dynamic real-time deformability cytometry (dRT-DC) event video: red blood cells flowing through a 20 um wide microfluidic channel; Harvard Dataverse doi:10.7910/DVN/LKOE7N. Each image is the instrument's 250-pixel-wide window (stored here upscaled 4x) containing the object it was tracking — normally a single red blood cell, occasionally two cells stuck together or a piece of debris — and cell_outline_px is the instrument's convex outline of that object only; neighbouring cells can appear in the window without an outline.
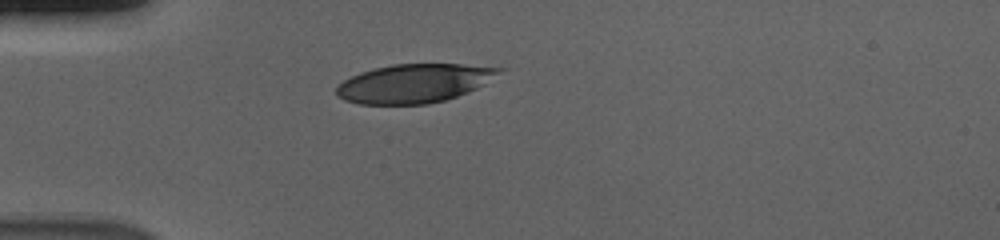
{"species": "human", "species_latin": "Homo sapiens", "temperature_condition": "cold", "stored_images_in_passage": 36, "camera_frame_rate_fps": 3000, "um_per_image_px": 0.085, "donor": {"sex": "male"}, "frame": {"image": 1, "passage_image": 1, "time_ms": 0.0, "image_size_px": [1000, 240], "cell_outline_px": [[508, 68], [476, 88], [468, 92], [444, 100], [428, 104], [360, 104], [344, 100], [336, 96], [336, 88], [344, 80], [360, 72], [392, 64], [460, 64]], "centroid_in_image_um": [35.2, 7.08], "position_along_channel_um": 49.8, "area_um2": 36.53}}
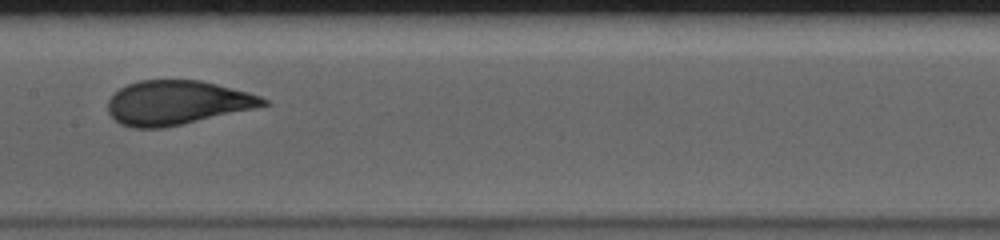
{"frame": {"image": 2, "passage_image": 14, "time_ms": 4.333, "image_size_px": [1000, 240], "cell_outline_px": [[272, 104], [256, 108], [164, 128], [132, 128], [120, 124], [108, 112], [108, 100], [120, 88], [128, 84], [140, 80], [200, 80], [248, 92], [260, 96], [268, 100]], "centroid_in_image_um": [15.06, 8.73], "position_along_channel_um": 192.3, "area_um2": 39.94}}
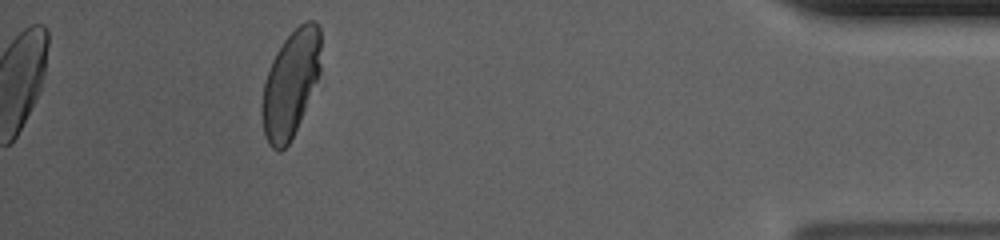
{"frame": {"image": 3, "passage_image": 36, "time_ms": 11.667, "image_size_px": [1000, 240], "cell_outline_px": [[320, 72], [300, 120], [288, 144], [280, 152], [272, 148], [268, 144], [264, 132], [260, 108], [264, 80], [272, 60], [276, 52], [284, 40], [300, 24], [308, 20], [316, 20], [320, 28]], "centroid_in_image_um": [24.68, 7.11], "position_along_channel_um": 410.5, "area_um2": 36.36}, "authors_computed_cell_mechanics": {"area_um2": 39.9976, "velocity_mm_per_s": 3.686, "shape_relaxation_time_tau1_ms": 5.7821, "shape_relaxation_time_tau2_ms": null, "deformation_change_tau1": 0.1952, "deformation_change_tau2": null}}